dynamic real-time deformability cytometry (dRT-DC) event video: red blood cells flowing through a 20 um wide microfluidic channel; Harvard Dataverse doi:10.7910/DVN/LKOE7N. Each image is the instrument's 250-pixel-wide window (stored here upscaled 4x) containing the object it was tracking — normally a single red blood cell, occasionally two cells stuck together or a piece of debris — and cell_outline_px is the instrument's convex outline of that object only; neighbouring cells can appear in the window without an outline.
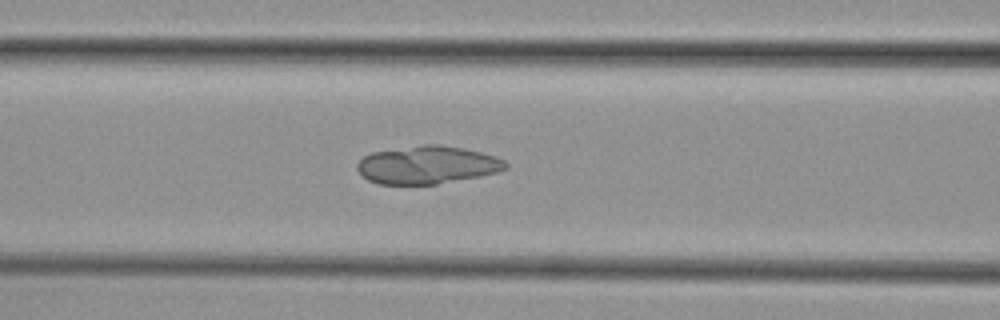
{"species": "common noctule bat (a hibernating species)", "species_latin": "Nyctalus noctula", "temperature_condition": "cold", "stored_images_in_passage": 46, "camera_frame_rate_fps": 3000, "um_per_image_px": 0.085, "animal": {"sex": "female", "body_mass_g": 29.2, "forearm_length_mm": 56.3}, "frame": {"image": 1, "passage_image": 14, "time_ms": 4.333, "image_size_px": [1000, 320], "cell_outline_px": [[508, 168], [500, 172], [480, 176], [436, 184], [380, 184], [368, 180], [360, 176], [356, 168], [356, 164], [364, 156], [372, 152], [424, 144], [440, 144], [464, 148], [496, 156], [504, 160], [508, 164]], "centroid_in_image_um": [36.33, 14.02], "position_along_channel_um": 130.3, "area_um2": 33.0}}
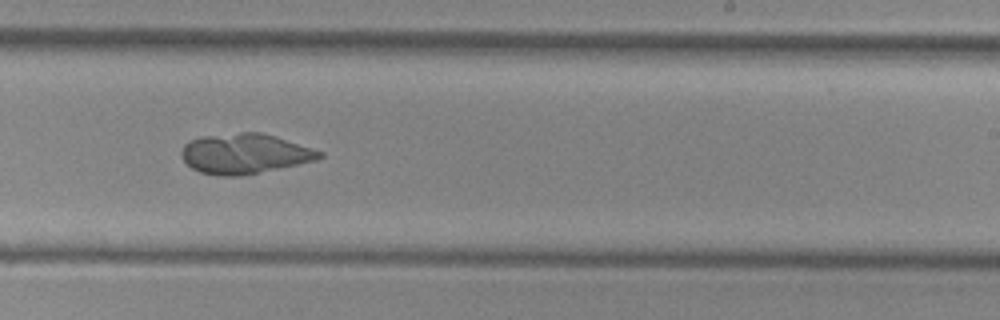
{"frame": {"image": 2, "passage_image": 25, "time_ms": 8.0, "image_size_px": [1000, 320], "cell_outline_px": [[324, 156], [316, 160], [240, 176], [220, 176], [200, 172], [192, 168], [184, 160], [180, 152], [184, 144], [192, 140], [204, 136], [240, 132], [260, 132], [324, 152]], "centroid_in_image_um": [20.78, 13.06], "position_along_channel_um": 268.2, "area_um2": 31.73}}
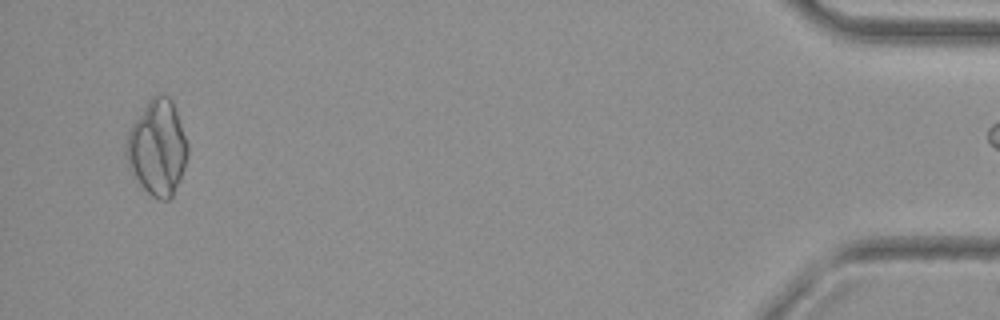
{"frame": {"image": 3, "passage_image": 44, "time_ms": 14.333, "image_size_px": [1000, 320], "cell_outline_px": [[188, 152], [184, 168], [180, 180], [172, 196], [168, 200], [160, 200], [152, 196], [132, 176], [128, 168], [124, 152], [124, 148], [128, 132], [132, 124], [148, 100], [152, 96], [168, 96], [172, 100], [188, 144]], "centroid_in_image_um": [13.35, 12.58], "position_along_channel_um": 421.9, "area_um2": 34.16}}